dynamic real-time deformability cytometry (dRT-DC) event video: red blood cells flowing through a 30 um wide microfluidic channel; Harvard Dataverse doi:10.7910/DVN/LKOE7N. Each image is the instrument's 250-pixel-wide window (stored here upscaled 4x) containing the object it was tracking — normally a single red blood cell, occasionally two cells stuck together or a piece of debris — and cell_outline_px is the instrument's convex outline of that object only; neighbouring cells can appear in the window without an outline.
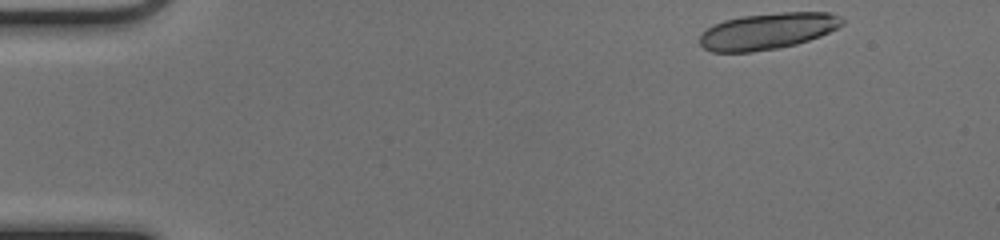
{"species": "common noctule bat (a hibernating species)", "species_latin": "Nyctalus noctula", "temperature_condition": "cold", "stored_images_in_passage": 14, "camera_frame_rate_fps": 3000, "um_per_image_px": 0.085, "animal": {"sex": "female", "body_mass_g": 17.0, "forearm_length_mm": 48.0}, "frame": {"image": 1, "passage_image": 1, "time_ms": 0.0, "image_size_px": [1000, 240], "cell_outline_px": [[844, 24], [820, 36], [796, 44], [776, 48], [752, 52], [712, 52], [704, 48], [700, 44], [700, 36], [712, 24], [724, 20], [740, 16], [780, 12], [828, 12], [840, 16], [844, 20]], "centroid_in_image_um": [65.24, 2.64], "position_along_channel_um": 19.8, "area_um2": 30.17}}